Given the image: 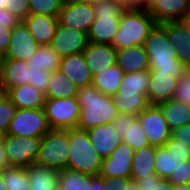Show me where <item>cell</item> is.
Segmentation results:
<instances>
[{
	"label": "cell",
	"instance_id": "1",
	"mask_svg": "<svg viewBox=\"0 0 190 190\" xmlns=\"http://www.w3.org/2000/svg\"><path fill=\"white\" fill-rule=\"evenodd\" d=\"M77 100L81 108L79 129L111 124L119 114L112 97L101 93L93 84L78 88Z\"/></svg>",
	"mask_w": 190,
	"mask_h": 190
},
{
	"label": "cell",
	"instance_id": "2",
	"mask_svg": "<svg viewBox=\"0 0 190 190\" xmlns=\"http://www.w3.org/2000/svg\"><path fill=\"white\" fill-rule=\"evenodd\" d=\"M143 46L149 57L150 70L169 73L177 79L186 72V66L177 59L168 39L165 22L155 25Z\"/></svg>",
	"mask_w": 190,
	"mask_h": 190
},
{
	"label": "cell",
	"instance_id": "3",
	"mask_svg": "<svg viewBox=\"0 0 190 190\" xmlns=\"http://www.w3.org/2000/svg\"><path fill=\"white\" fill-rule=\"evenodd\" d=\"M157 22L145 9H125L112 45L118 50L143 45Z\"/></svg>",
	"mask_w": 190,
	"mask_h": 190
},
{
	"label": "cell",
	"instance_id": "4",
	"mask_svg": "<svg viewBox=\"0 0 190 190\" xmlns=\"http://www.w3.org/2000/svg\"><path fill=\"white\" fill-rule=\"evenodd\" d=\"M69 148L67 167L90 176H99L103 158L93 147L87 130L68 129Z\"/></svg>",
	"mask_w": 190,
	"mask_h": 190
},
{
	"label": "cell",
	"instance_id": "5",
	"mask_svg": "<svg viewBox=\"0 0 190 190\" xmlns=\"http://www.w3.org/2000/svg\"><path fill=\"white\" fill-rule=\"evenodd\" d=\"M95 21L88 32V41L96 44H112L120 29V17L125 8L118 0L92 2Z\"/></svg>",
	"mask_w": 190,
	"mask_h": 190
},
{
	"label": "cell",
	"instance_id": "6",
	"mask_svg": "<svg viewBox=\"0 0 190 190\" xmlns=\"http://www.w3.org/2000/svg\"><path fill=\"white\" fill-rule=\"evenodd\" d=\"M69 153L68 129H50L41 137L36 164L61 171L67 167Z\"/></svg>",
	"mask_w": 190,
	"mask_h": 190
},
{
	"label": "cell",
	"instance_id": "7",
	"mask_svg": "<svg viewBox=\"0 0 190 190\" xmlns=\"http://www.w3.org/2000/svg\"><path fill=\"white\" fill-rule=\"evenodd\" d=\"M43 110L51 129H69L78 125L81 108L77 97L46 98Z\"/></svg>",
	"mask_w": 190,
	"mask_h": 190
},
{
	"label": "cell",
	"instance_id": "8",
	"mask_svg": "<svg viewBox=\"0 0 190 190\" xmlns=\"http://www.w3.org/2000/svg\"><path fill=\"white\" fill-rule=\"evenodd\" d=\"M50 129L43 108L17 109L10 121L7 134L41 138Z\"/></svg>",
	"mask_w": 190,
	"mask_h": 190
},
{
	"label": "cell",
	"instance_id": "9",
	"mask_svg": "<svg viewBox=\"0 0 190 190\" xmlns=\"http://www.w3.org/2000/svg\"><path fill=\"white\" fill-rule=\"evenodd\" d=\"M6 156L11 166L28 167L36 164L41 138L23 136H2Z\"/></svg>",
	"mask_w": 190,
	"mask_h": 190
},
{
	"label": "cell",
	"instance_id": "10",
	"mask_svg": "<svg viewBox=\"0 0 190 190\" xmlns=\"http://www.w3.org/2000/svg\"><path fill=\"white\" fill-rule=\"evenodd\" d=\"M137 118L150 145H164L170 138L171 130L157 105H148L137 115Z\"/></svg>",
	"mask_w": 190,
	"mask_h": 190
},
{
	"label": "cell",
	"instance_id": "11",
	"mask_svg": "<svg viewBox=\"0 0 190 190\" xmlns=\"http://www.w3.org/2000/svg\"><path fill=\"white\" fill-rule=\"evenodd\" d=\"M133 156L134 149L121 142L108 157L103 158L99 176L104 179L109 177L131 179Z\"/></svg>",
	"mask_w": 190,
	"mask_h": 190
},
{
	"label": "cell",
	"instance_id": "12",
	"mask_svg": "<svg viewBox=\"0 0 190 190\" xmlns=\"http://www.w3.org/2000/svg\"><path fill=\"white\" fill-rule=\"evenodd\" d=\"M88 34L58 24L49 46L60 57L82 53L88 44Z\"/></svg>",
	"mask_w": 190,
	"mask_h": 190
},
{
	"label": "cell",
	"instance_id": "13",
	"mask_svg": "<svg viewBox=\"0 0 190 190\" xmlns=\"http://www.w3.org/2000/svg\"><path fill=\"white\" fill-rule=\"evenodd\" d=\"M111 124L122 142L131 146L134 151L150 145L137 115L119 113Z\"/></svg>",
	"mask_w": 190,
	"mask_h": 190
},
{
	"label": "cell",
	"instance_id": "14",
	"mask_svg": "<svg viewBox=\"0 0 190 190\" xmlns=\"http://www.w3.org/2000/svg\"><path fill=\"white\" fill-rule=\"evenodd\" d=\"M94 21L95 11L92 3L62 5L58 15L60 25L87 34Z\"/></svg>",
	"mask_w": 190,
	"mask_h": 190
},
{
	"label": "cell",
	"instance_id": "15",
	"mask_svg": "<svg viewBox=\"0 0 190 190\" xmlns=\"http://www.w3.org/2000/svg\"><path fill=\"white\" fill-rule=\"evenodd\" d=\"M39 46L25 24L21 22L12 29L10 44L4 59L28 61Z\"/></svg>",
	"mask_w": 190,
	"mask_h": 190
},
{
	"label": "cell",
	"instance_id": "16",
	"mask_svg": "<svg viewBox=\"0 0 190 190\" xmlns=\"http://www.w3.org/2000/svg\"><path fill=\"white\" fill-rule=\"evenodd\" d=\"M177 78L169 73L150 70L146 99L149 105H158L173 98Z\"/></svg>",
	"mask_w": 190,
	"mask_h": 190
},
{
	"label": "cell",
	"instance_id": "17",
	"mask_svg": "<svg viewBox=\"0 0 190 190\" xmlns=\"http://www.w3.org/2000/svg\"><path fill=\"white\" fill-rule=\"evenodd\" d=\"M165 31L177 59L186 67L190 63V29L185 20L165 22Z\"/></svg>",
	"mask_w": 190,
	"mask_h": 190
},
{
	"label": "cell",
	"instance_id": "18",
	"mask_svg": "<svg viewBox=\"0 0 190 190\" xmlns=\"http://www.w3.org/2000/svg\"><path fill=\"white\" fill-rule=\"evenodd\" d=\"M92 75L100 73L114 64L117 60V49L112 44H96L88 42L82 52Z\"/></svg>",
	"mask_w": 190,
	"mask_h": 190
},
{
	"label": "cell",
	"instance_id": "19",
	"mask_svg": "<svg viewBox=\"0 0 190 190\" xmlns=\"http://www.w3.org/2000/svg\"><path fill=\"white\" fill-rule=\"evenodd\" d=\"M147 11L157 23L185 20L189 13V0H156Z\"/></svg>",
	"mask_w": 190,
	"mask_h": 190
},
{
	"label": "cell",
	"instance_id": "20",
	"mask_svg": "<svg viewBox=\"0 0 190 190\" xmlns=\"http://www.w3.org/2000/svg\"><path fill=\"white\" fill-rule=\"evenodd\" d=\"M40 46L49 45L58 27V17L30 14L22 21Z\"/></svg>",
	"mask_w": 190,
	"mask_h": 190
},
{
	"label": "cell",
	"instance_id": "21",
	"mask_svg": "<svg viewBox=\"0 0 190 190\" xmlns=\"http://www.w3.org/2000/svg\"><path fill=\"white\" fill-rule=\"evenodd\" d=\"M59 70L78 88L92 84L93 75L82 53L61 57Z\"/></svg>",
	"mask_w": 190,
	"mask_h": 190
},
{
	"label": "cell",
	"instance_id": "22",
	"mask_svg": "<svg viewBox=\"0 0 190 190\" xmlns=\"http://www.w3.org/2000/svg\"><path fill=\"white\" fill-rule=\"evenodd\" d=\"M29 80L27 61L4 59L0 71V84L4 94L11 88L29 84Z\"/></svg>",
	"mask_w": 190,
	"mask_h": 190
},
{
	"label": "cell",
	"instance_id": "23",
	"mask_svg": "<svg viewBox=\"0 0 190 190\" xmlns=\"http://www.w3.org/2000/svg\"><path fill=\"white\" fill-rule=\"evenodd\" d=\"M90 141L102 158L108 157L122 142L112 124H102L87 130Z\"/></svg>",
	"mask_w": 190,
	"mask_h": 190
},
{
	"label": "cell",
	"instance_id": "24",
	"mask_svg": "<svg viewBox=\"0 0 190 190\" xmlns=\"http://www.w3.org/2000/svg\"><path fill=\"white\" fill-rule=\"evenodd\" d=\"M116 64L124 73L150 70L149 57L143 45L118 49Z\"/></svg>",
	"mask_w": 190,
	"mask_h": 190
},
{
	"label": "cell",
	"instance_id": "25",
	"mask_svg": "<svg viewBox=\"0 0 190 190\" xmlns=\"http://www.w3.org/2000/svg\"><path fill=\"white\" fill-rule=\"evenodd\" d=\"M5 95L17 107V109L43 108L46 101L45 93L31 84L9 89Z\"/></svg>",
	"mask_w": 190,
	"mask_h": 190
},
{
	"label": "cell",
	"instance_id": "26",
	"mask_svg": "<svg viewBox=\"0 0 190 190\" xmlns=\"http://www.w3.org/2000/svg\"><path fill=\"white\" fill-rule=\"evenodd\" d=\"M155 146L148 145L134 151L131 179H144L154 174Z\"/></svg>",
	"mask_w": 190,
	"mask_h": 190
},
{
	"label": "cell",
	"instance_id": "27",
	"mask_svg": "<svg viewBox=\"0 0 190 190\" xmlns=\"http://www.w3.org/2000/svg\"><path fill=\"white\" fill-rule=\"evenodd\" d=\"M124 72L114 64L100 73L93 75L92 84L103 94L113 96L121 86Z\"/></svg>",
	"mask_w": 190,
	"mask_h": 190
},
{
	"label": "cell",
	"instance_id": "28",
	"mask_svg": "<svg viewBox=\"0 0 190 190\" xmlns=\"http://www.w3.org/2000/svg\"><path fill=\"white\" fill-rule=\"evenodd\" d=\"M169 126L170 130L190 124V107L175 100L170 99L157 105Z\"/></svg>",
	"mask_w": 190,
	"mask_h": 190
},
{
	"label": "cell",
	"instance_id": "29",
	"mask_svg": "<svg viewBox=\"0 0 190 190\" xmlns=\"http://www.w3.org/2000/svg\"><path fill=\"white\" fill-rule=\"evenodd\" d=\"M78 87L59 69L50 73L46 98L57 99L77 97Z\"/></svg>",
	"mask_w": 190,
	"mask_h": 190
},
{
	"label": "cell",
	"instance_id": "30",
	"mask_svg": "<svg viewBox=\"0 0 190 190\" xmlns=\"http://www.w3.org/2000/svg\"><path fill=\"white\" fill-rule=\"evenodd\" d=\"M154 168L158 176L167 179L179 167L182 161L190 157H176L169 153L165 145L155 146Z\"/></svg>",
	"mask_w": 190,
	"mask_h": 190
},
{
	"label": "cell",
	"instance_id": "31",
	"mask_svg": "<svg viewBox=\"0 0 190 190\" xmlns=\"http://www.w3.org/2000/svg\"><path fill=\"white\" fill-rule=\"evenodd\" d=\"M60 62L61 57L49 45H45L38 47L36 52L28 59L27 65L51 73L59 69Z\"/></svg>",
	"mask_w": 190,
	"mask_h": 190
},
{
	"label": "cell",
	"instance_id": "32",
	"mask_svg": "<svg viewBox=\"0 0 190 190\" xmlns=\"http://www.w3.org/2000/svg\"><path fill=\"white\" fill-rule=\"evenodd\" d=\"M111 97L119 113L138 115L149 105L143 94L116 93Z\"/></svg>",
	"mask_w": 190,
	"mask_h": 190
},
{
	"label": "cell",
	"instance_id": "33",
	"mask_svg": "<svg viewBox=\"0 0 190 190\" xmlns=\"http://www.w3.org/2000/svg\"><path fill=\"white\" fill-rule=\"evenodd\" d=\"M94 176L65 168L58 171L57 190H89V181Z\"/></svg>",
	"mask_w": 190,
	"mask_h": 190
},
{
	"label": "cell",
	"instance_id": "34",
	"mask_svg": "<svg viewBox=\"0 0 190 190\" xmlns=\"http://www.w3.org/2000/svg\"><path fill=\"white\" fill-rule=\"evenodd\" d=\"M150 80V70L124 73L117 93L143 94L146 96Z\"/></svg>",
	"mask_w": 190,
	"mask_h": 190
},
{
	"label": "cell",
	"instance_id": "35",
	"mask_svg": "<svg viewBox=\"0 0 190 190\" xmlns=\"http://www.w3.org/2000/svg\"><path fill=\"white\" fill-rule=\"evenodd\" d=\"M31 187L57 188L58 171L38 164L26 167Z\"/></svg>",
	"mask_w": 190,
	"mask_h": 190
},
{
	"label": "cell",
	"instance_id": "36",
	"mask_svg": "<svg viewBox=\"0 0 190 190\" xmlns=\"http://www.w3.org/2000/svg\"><path fill=\"white\" fill-rule=\"evenodd\" d=\"M6 190H30L31 183L25 167L11 166L0 171Z\"/></svg>",
	"mask_w": 190,
	"mask_h": 190
},
{
	"label": "cell",
	"instance_id": "37",
	"mask_svg": "<svg viewBox=\"0 0 190 190\" xmlns=\"http://www.w3.org/2000/svg\"><path fill=\"white\" fill-rule=\"evenodd\" d=\"M30 14H45L58 17L62 8L61 0H28Z\"/></svg>",
	"mask_w": 190,
	"mask_h": 190
},
{
	"label": "cell",
	"instance_id": "38",
	"mask_svg": "<svg viewBox=\"0 0 190 190\" xmlns=\"http://www.w3.org/2000/svg\"><path fill=\"white\" fill-rule=\"evenodd\" d=\"M16 110L17 107L3 94L0 97V134L2 136L7 134L10 121L15 116Z\"/></svg>",
	"mask_w": 190,
	"mask_h": 190
},
{
	"label": "cell",
	"instance_id": "39",
	"mask_svg": "<svg viewBox=\"0 0 190 190\" xmlns=\"http://www.w3.org/2000/svg\"><path fill=\"white\" fill-rule=\"evenodd\" d=\"M136 182L141 190H173L171 185L166 179L161 178L157 174L144 179H132Z\"/></svg>",
	"mask_w": 190,
	"mask_h": 190
},
{
	"label": "cell",
	"instance_id": "40",
	"mask_svg": "<svg viewBox=\"0 0 190 190\" xmlns=\"http://www.w3.org/2000/svg\"><path fill=\"white\" fill-rule=\"evenodd\" d=\"M173 99L190 107V73L187 70L177 79Z\"/></svg>",
	"mask_w": 190,
	"mask_h": 190
},
{
	"label": "cell",
	"instance_id": "41",
	"mask_svg": "<svg viewBox=\"0 0 190 190\" xmlns=\"http://www.w3.org/2000/svg\"><path fill=\"white\" fill-rule=\"evenodd\" d=\"M171 185L190 184V159L182 161L179 167L166 179Z\"/></svg>",
	"mask_w": 190,
	"mask_h": 190
},
{
	"label": "cell",
	"instance_id": "42",
	"mask_svg": "<svg viewBox=\"0 0 190 190\" xmlns=\"http://www.w3.org/2000/svg\"><path fill=\"white\" fill-rule=\"evenodd\" d=\"M29 79V84L33 85L43 93H46L50 79L49 72L46 70L29 67Z\"/></svg>",
	"mask_w": 190,
	"mask_h": 190
},
{
	"label": "cell",
	"instance_id": "43",
	"mask_svg": "<svg viewBox=\"0 0 190 190\" xmlns=\"http://www.w3.org/2000/svg\"><path fill=\"white\" fill-rule=\"evenodd\" d=\"M164 145L176 157H190V148L176 139L170 137Z\"/></svg>",
	"mask_w": 190,
	"mask_h": 190
},
{
	"label": "cell",
	"instance_id": "44",
	"mask_svg": "<svg viewBox=\"0 0 190 190\" xmlns=\"http://www.w3.org/2000/svg\"><path fill=\"white\" fill-rule=\"evenodd\" d=\"M10 13L16 15L23 21L30 15L28 0H11Z\"/></svg>",
	"mask_w": 190,
	"mask_h": 190
},
{
	"label": "cell",
	"instance_id": "45",
	"mask_svg": "<svg viewBox=\"0 0 190 190\" xmlns=\"http://www.w3.org/2000/svg\"><path fill=\"white\" fill-rule=\"evenodd\" d=\"M170 137L190 148V124L174 128L171 130Z\"/></svg>",
	"mask_w": 190,
	"mask_h": 190
},
{
	"label": "cell",
	"instance_id": "46",
	"mask_svg": "<svg viewBox=\"0 0 190 190\" xmlns=\"http://www.w3.org/2000/svg\"><path fill=\"white\" fill-rule=\"evenodd\" d=\"M132 179L109 177L105 179L106 190H125Z\"/></svg>",
	"mask_w": 190,
	"mask_h": 190
},
{
	"label": "cell",
	"instance_id": "47",
	"mask_svg": "<svg viewBox=\"0 0 190 190\" xmlns=\"http://www.w3.org/2000/svg\"><path fill=\"white\" fill-rule=\"evenodd\" d=\"M125 9L147 10L156 0H118Z\"/></svg>",
	"mask_w": 190,
	"mask_h": 190
},
{
	"label": "cell",
	"instance_id": "48",
	"mask_svg": "<svg viewBox=\"0 0 190 190\" xmlns=\"http://www.w3.org/2000/svg\"><path fill=\"white\" fill-rule=\"evenodd\" d=\"M22 22L16 15L11 14L8 10H0V24L6 25V28H14Z\"/></svg>",
	"mask_w": 190,
	"mask_h": 190
},
{
	"label": "cell",
	"instance_id": "49",
	"mask_svg": "<svg viewBox=\"0 0 190 190\" xmlns=\"http://www.w3.org/2000/svg\"><path fill=\"white\" fill-rule=\"evenodd\" d=\"M12 29L13 28H6V25L0 24V52L4 55L10 44Z\"/></svg>",
	"mask_w": 190,
	"mask_h": 190
},
{
	"label": "cell",
	"instance_id": "50",
	"mask_svg": "<svg viewBox=\"0 0 190 190\" xmlns=\"http://www.w3.org/2000/svg\"><path fill=\"white\" fill-rule=\"evenodd\" d=\"M89 190H106L105 179L100 176H94L89 181Z\"/></svg>",
	"mask_w": 190,
	"mask_h": 190
},
{
	"label": "cell",
	"instance_id": "51",
	"mask_svg": "<svg viewBox=\"0 0 190 190\" xmlns=\"http://www.w3.org/2000/svg\"><path fill=\"white\" fill-rule=\"evenodd\" d=\"M11 165L8 162L7 156H6V150L5 145L3 142V138L0 139V171H2L5 168H9Z\"/></svg>",
	"mask_w": 190,
	"mask_h": 190
},
{
	"label": "cell",
	"instance_id": "52",
	"mask_svg": "<svg viewBox=\"0 0 190 190\" xmlns=\"http://www.w3.org/2000/svg\"><path fill=\"white\" fill-rule=\"evenodd\" d=\"M99 0H61L63 5L92 3Z\"/></svg>",
	"mask_w": 190,
	"mask_h": 190
},
{
	"label": "cell",
	"instance_id": "53",
	"mask_svg": "<svg viewBox=\"0 0 190 190\" xmlns=\"http://www.w3.org/2000/svg\"><path fill=\"white\" fill-rule=\"evenodd\" d=\"M11 0H0V10H8L10 12Z\"/></svg>",
	"mask_w": 190,
	"mask_h": 190
},
{
	"label": "cell",
	"instance_id": "54",
	"mask_svg": "<svg viewBox=\"0 0 190 190\" xmlns=\"http://www.w3.org/2000/svg\"><path fill=\"white\" fill-rule=\"evenodd\" d=\"M125 190H141L135 181H131Z\"/></svg>",
	"mask_w": 190,
	"mask_h": 190
},
{
	"label": "cell",
	"instance_id": "55",
	"mask_svg": "<svg viewBox=\"0 0 190 190\" xmlns=\"http://www.w3.org/2000/svg\"><path fill=\"white\" fill-rule=\"evenodd\" d=\"M173 190H190V184H181L178 186H173Z\"/></svg>",
	"mask_w": 190,
	"mask_h": 190
},
{
	"label": "cell",
	"instance_id": "56",
	"mask_svg": "<svg viewBox=\"0 0 190 190\" xmlns=\"http://www.w3.org/2000/svg\"><path fill=\"white\" fill-rule=\"evenodd\" d=\"M30 190H57V188H41V187H31Z\"/></svg>",
	"mask_w": 190,
	"mask_h": 190
},
{
	"label": "cell",
	"instance_id": "57",
	"mask_svg": "<svg viewBox=\"0 0 190 190\" xmlns=\"http://www.w3.org/2000/svg\"><path fill=\"white\" fill-rule=\"evenodd\" d=\"M0 190H6L5 183L3 182V179L0 176Z\"/></svg>",
	"mask_w": 190,
	"mask_h": 190
},
{
	"label": "cell",
	"instance_id": "58",
	"mask_svg": "<svg viewBox=\"0 0 190 190\" xmlns=\"http://www.w3.org/2000/svg\"><path fill=\"white\" fill-rule=\"evenodd\" d=\"M3 61H4V54L0 52V71L2 68Z\"/></svg>",
	"mask_w": 190,
	"mask_h": 190
},
{
	"label": "cell",
	"instance_id": "59",
	"mask_svg": "<svg viewBox=\"0 0 190 190\" xmlns=\"http://www.w3.org/2000/svg\"><path fill=\"white\" fill-rule=\"evenodd\" d=\"M185 21L187 22L188 27H189V29H190V17H187V18L185 19Z\"/></svg>",
	"mask_w": 190,
	"mask_h": 190
},
{
	"label": "cell",
	"instance_id": "60",
	"mask_svg": "<svg viewBox=\"0 0 190 190\" xmlns=\"http://www.w3.org/2000/svg\"><path fill=\"white\" fill-rule=\"evenodd\" d=\"M3 94H4V91H3V88H2V86H1V84H0V97H1Z\"/></svg>",
	"mask_w": 190,
	"mask_h": 190
},
{
	"label": "cell",
	"instance_id": "61",
	"mask_svg": "<svg viewBox=\"0 0 190 190\" xmlns=\"http://www.w3.org/2000/svg\"><path fill=\"white\" fill-rule=\"evenodd\" d=\"M186 69L190 73V63L188 64V66L186 67Z\"/></svg>",
	"mask_w": 190,
	"mask_h": 190
},
{
	"label": "cell",
	"instance_id": "62",
	"mask_svg": "<svg viewBox=\"0 0 190 190\" xmlns=\"http://www.w3.org/2000/svg\"><path fill=\"white\" fill-rule=\"evenodd\" d=\"M188 17H190V0H189V13H188Z\"/></svg>",
	"mask_w": 190,
	"mask_h": 190
}]
</instances>
